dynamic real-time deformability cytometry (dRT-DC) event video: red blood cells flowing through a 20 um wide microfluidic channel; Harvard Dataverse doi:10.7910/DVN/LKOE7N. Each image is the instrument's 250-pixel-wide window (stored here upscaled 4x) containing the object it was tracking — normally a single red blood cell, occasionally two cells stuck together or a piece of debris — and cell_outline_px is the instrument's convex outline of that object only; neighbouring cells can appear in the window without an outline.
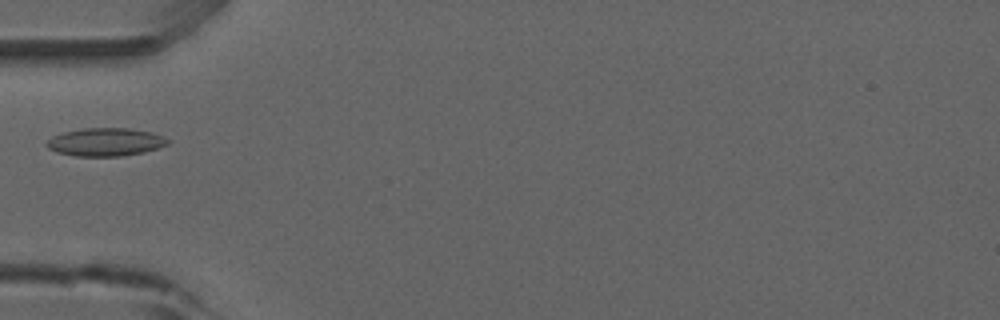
{"species": "common noctule bat (a hibernating species)", "species_latin": "Nyctalus noctula", "temperature_condition": "room temperature", "stored_images_in_passage": 12, "camera_frame_rate_fps": 3000, "um_per_image_px": 0.085, "animal": {"sex": "male", "forearm_length_mm": 52.5}, "frame": {"image": 1, "passage_image": 1, "time_ms": 0.0, "image_size_px": [1000, 320], "cell_outline_px": [[172, 140], [168, 144], [144, 152], [124, 156], [76, 156], [56, 152], [48, 148], [44, 144], [52, 136], [64, 132], [84, 128], [128, 128], [152, 132], [164, 136]], "centroid_in_image_um": [8.98, 12.07], "position_along_channel_um": 76.0, "area_um2": 19.94}}